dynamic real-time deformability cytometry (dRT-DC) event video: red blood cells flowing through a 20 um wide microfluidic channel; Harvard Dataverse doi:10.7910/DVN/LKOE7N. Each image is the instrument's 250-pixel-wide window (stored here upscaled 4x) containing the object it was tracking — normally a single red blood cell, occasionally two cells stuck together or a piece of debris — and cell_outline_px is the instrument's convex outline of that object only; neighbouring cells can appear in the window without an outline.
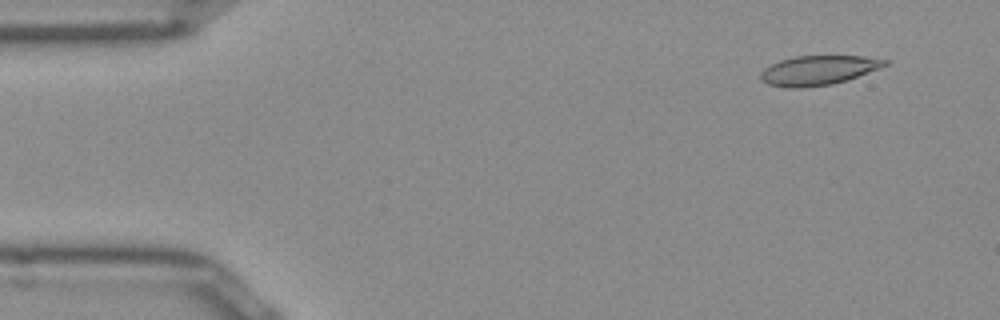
{"species": "Egyptian fruit bat (a non-hibernating species)", "species_latin": "Rousettus aegyptiacus", "temperature_condition": "room temperature", "stored_images_in_passage": 48, "camera_frame_rate_fps": 3000, "um_per_image_px": 0.085, "frame": {"image": 1, "passage_image": 1, "time_ms": 0.0, "image_size_px": [1000, 320], "cell_outline_px": [[888, 64], [880, 68], [848, 80], [832, 84], [796, 88], [788, 88], [768, 84], [760, 80], [760, 72], [764, 68], [780, 60], [796, 56], [864, 56], [888, 60]], "centroid_in_image_um": [69.55, 5.97], "position_along_channel_um": 15.5, "area_um2": 21.33}}
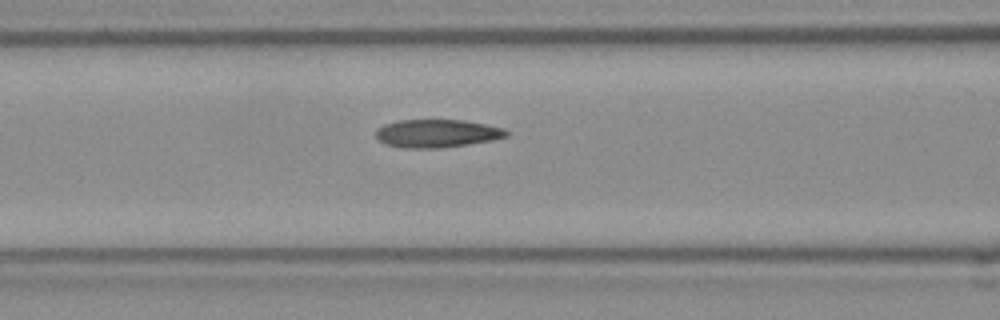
{"frame": {"image": 2, "passage_image": 17, "time_ms": 5.333, "image_size_px": [1000, 320], "cell_outline_px": [[512, 132], [508, 136], [492, 140], [468, 144], [440, 148], [404, 148], [388, 144], [376, 140], [376, 128], [384, 124], [396, 120], [464, 120], [504, 128]], "centroid_in_image_um": [37.14, 11.33], "position_along_channel_um": 129.5, "area_um2": 21.5}}
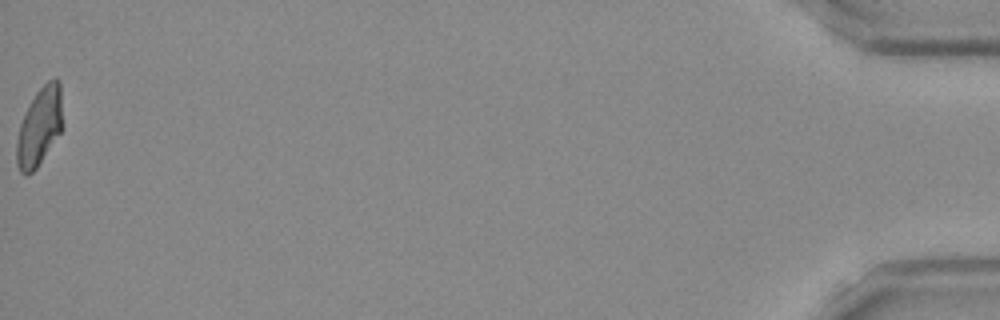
{"frame": {"image": 3, "passage_image": 48, "time_ms": 15.667, "image_size_px": [1000, 320], "cell_outline_px": [[64, 128], [36, 168], [28, 176], [24, 176], [20, 172], [16, 164], [16, 140], [20, 124], [24, 112], [28, 104], [36, 92], [48, 80], [60, 80]], "centroid_in_image_um": [3.36, 10.78], "position_along_channel_um": 431.8, "area_um2": 21.44}, "authors_computed_cell_mechanics": {"area_um2": 21.2704, "velocity_mm_per_s": 3.9474, "shape_relaxation_time_tau1_ms": null, "shape_relaxation_time_tau2_ms": 2.9552, "deformation_change_tau1": null, "deformation_change_tau2": 0.0984}}